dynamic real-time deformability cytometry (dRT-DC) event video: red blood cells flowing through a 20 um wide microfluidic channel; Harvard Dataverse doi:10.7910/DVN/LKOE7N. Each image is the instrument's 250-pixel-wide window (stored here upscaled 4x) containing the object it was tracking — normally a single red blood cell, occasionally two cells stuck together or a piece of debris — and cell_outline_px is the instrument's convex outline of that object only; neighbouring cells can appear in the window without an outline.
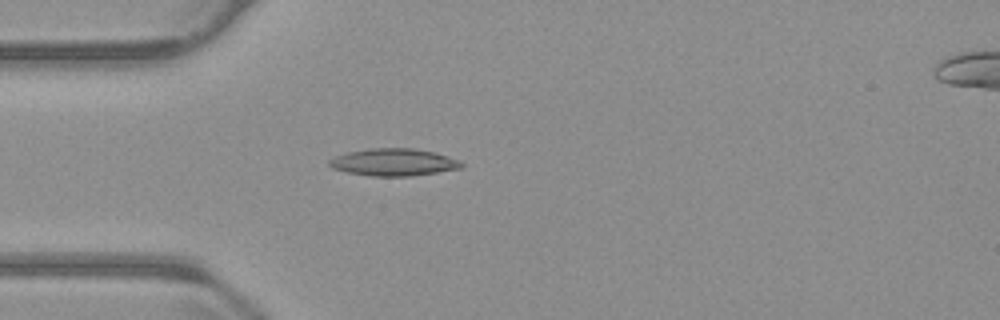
{"species": "common noctule bat (a hibernating species)", "species_latin": "Nyctalus noctula", "temperature_condition": "warm", "stored_images_in_passage": 41, "camera_frame_rate_fps": 3000, "um_per_image_px": 0.085, "animal": {"sex": "male", "body_mass_g": 23.1, "forearm_length_mm": 52.7}, "frame": {"image": 1, "passage_image": 1, "time_ms": 0.0, "image_size_px": [1000, 320], "cell_outline_px": [[464, 168], [412, 176], [372, 176], [348, 172], [332, 168], [328, 164], [328, 160], [336, 156], [348, 152], [372, 148], [412, 148], [432, 152], [448, 156], [460, 160], [464, 164]], "centroid_in_image_um": [33.49, 13.79], "position_along_channel_um": 51.5, "area_um2": 20.98}}
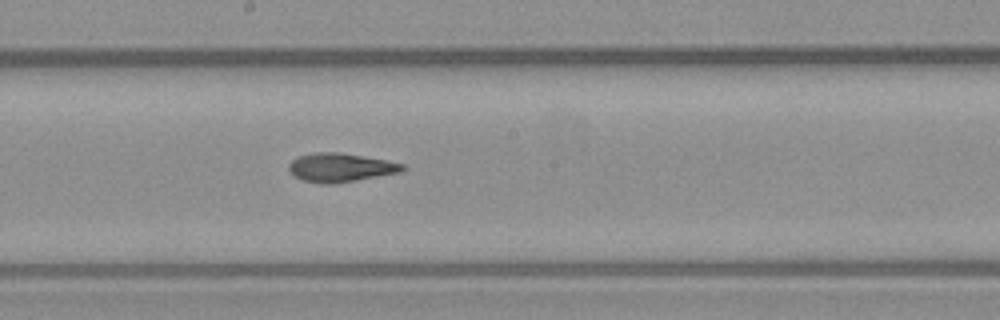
{"frame": {"image": 2, "passage_image": 15, "time_ms": 4.667, "image_size_px": [1000, 320], "cell_outline_px": [[408, 168], [400, 172], [356, 180], [332, 184], [320, 184], [304, 180], [296, 176], [288, 168], [288, 164], [292, 160], [300, 156], [316, 152], [340, 152], [384, 160], [404, 164]], "centroid_in_image_um": [28.95, 14.24], "position_along_channel_um": 219.3, "area_um2": 18.79}}
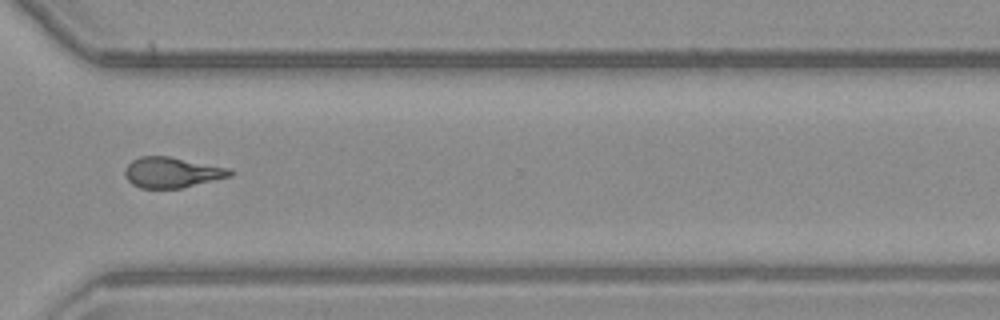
{"frame": {"image": 3, "passage_image": 26, "time_ms": 8.333, "image_size_px": [1000, 320], "cell_outline_px": [[236, 172], [232, 176], [180, 188], [140, 188], [132, 184], [128, 180], [124, 172], [128, 164], [132, 160], [140, 156], [168, 156], [228, 168]], "centroid_in_image_um": [14.61, 14.66], "position_along_channel_um": 356.0, "area_um2": 18.55}, "authors_computed_cell_mechanics": {"area_um2": 18.785, "velocity_mm_per_s": 3.74, "shape_relaxation_time_tau1_ms": 5.8082, "shape_relaxation_time_tau2_ms": 2.8005, "deformation_change_tau1": 0.1783, "deformation_change_tau2": 0.1134}}